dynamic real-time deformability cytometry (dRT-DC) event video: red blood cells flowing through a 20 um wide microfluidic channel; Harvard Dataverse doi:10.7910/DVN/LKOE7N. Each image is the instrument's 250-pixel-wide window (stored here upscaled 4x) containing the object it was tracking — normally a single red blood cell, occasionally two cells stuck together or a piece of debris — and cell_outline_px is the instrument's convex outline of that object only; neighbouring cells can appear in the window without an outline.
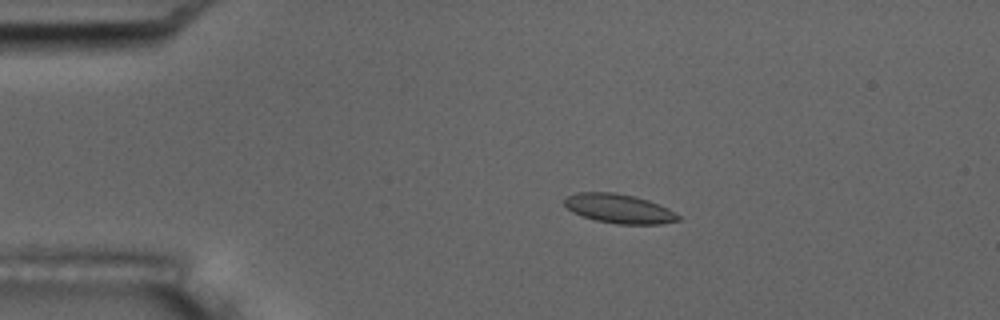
{"species": "common noctule bat (a hibernating species)", "species_latin": "Nyctalus noctula", "temperature_condition": "room temperature", "stored_images_in_passage": 8, "camera_frame_rate_fps": 3000, "um_per_image_px": 0.085, "animal": {"sex": "male", "body_mass_g": 17.5, "forearm_length_mm": 52.3}, "frame": {"image": 1, "passage_image": 3, "time_ms": 2.333, "image_size_px": [1000, 320], "cell_outline_px": [[680, 220], [660, 224], [616, 224], [596, 220], [572, 212], [564, 204], [564, 196], [576, 192], [616, 192], [636, 196], [648, 200], [668, 208], [680, 216]], "centroid_in_image_um": [52.6, 17.72], "position_along_channel_um": 32.4, "area_um2": 19.48}}
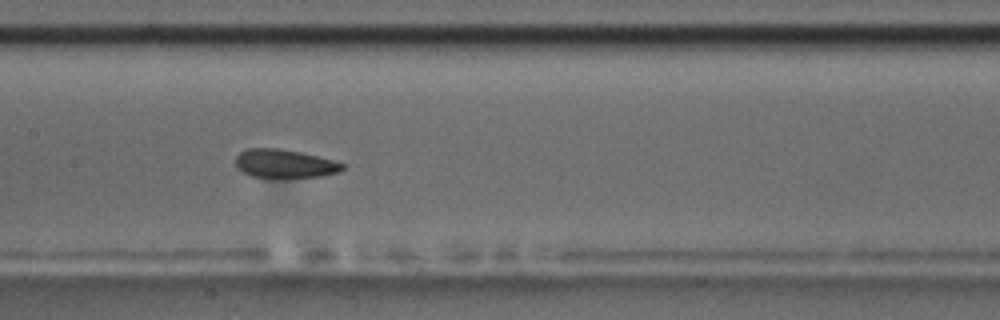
{"frame": {"image": 2, "passage_image": 8, "time_ms": 8.0, "image_size_px": [1000, 320], "cell_outline_px": [[344, 168], [340, 172], [324, 176], [252, 176], [236, 168], [236, 156], [240, 152], [248, 148], [280, 148], [300, 152], [332, 160], [344, 164]], "centroid_in_image_um": [24.18, 13.88], "position_along_channel_um": 183.2, "area_um2": 17.34}}